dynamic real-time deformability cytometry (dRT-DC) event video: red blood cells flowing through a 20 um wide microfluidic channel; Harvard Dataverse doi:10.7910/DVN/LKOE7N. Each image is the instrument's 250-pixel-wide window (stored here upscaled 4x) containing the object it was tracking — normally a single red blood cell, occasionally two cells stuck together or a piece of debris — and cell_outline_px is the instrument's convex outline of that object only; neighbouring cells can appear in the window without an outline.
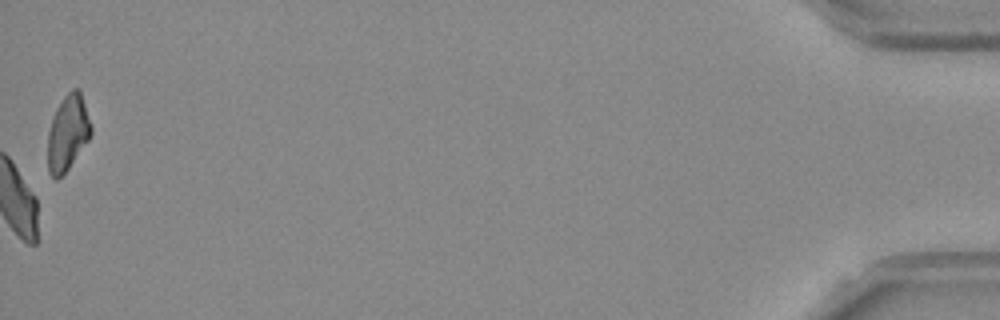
{"species": "Egyptian fruit bat (a non-hibernating species)", "species_latin": "Rousettus aegyptiacus", "temperature_condition": "room temperature", "stored_images_in_passage": 53, "camera_frame_rate_fps": 3000, "um_per_image_px": 0.085, "frame": {"image": 1, "passage_image": 53, "time_ms": 17.333, "image_size_px": [1000, 320], "cell_outline_px": [[92, 132], [88, 140], [68, 168], [56, 180], [48, 172], [48, 132], [52, 116], [56, 108], [64, 96], [72, 88], [76, 88], [80, 92], [92, 124]], "centroid_in_image_um": [5.75, 11.27], "position_along_channel_um": 429.4, "area_um2": 18.9}, "authors_computed_cell_mechanics": {"area_um2": 21.097, "velocity_mm_per_s": 3.7503, "shape_relaxation_time_tau1_ms": null, "shape_relaxation_time_tau2_ms": 3.7356, "deformation_change_tau1": null, "deformation_change_tau2": 0.0955}}